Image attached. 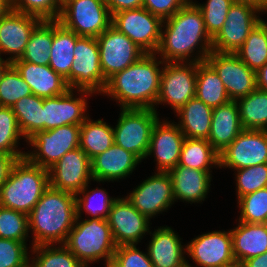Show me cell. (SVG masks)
<instances>
[{"mask_svg":"<svg viewBox=\"0 0 267 267\" xmlns=\"http://www.w3.org/2000/svg\"><path fill=\"white\" fill-rule=\"evenodd\" d=\"M211 52L212 38L193 0L163 21L161 41L155 54L164 62L198 63L205 61Z\"/></svg>","mask_w":267,"mask_h":267,"instance_id":"cell-1","label":"cell"},{"mask_svg":"<svg viewBox=\"0 0 267 267\" xmlns=\"http://www.w3.org/2000/svg\"><path fill=\"white\" fill-rule=\"evenodd\" d=\"M163 66L164 61L155 53H146L134 64L111 76L101 95L116 101L119 109H154Z\"/></svg>","mask_w":267,"mask_h":267,"instance_id":"cell-2","label":"cell"},{"mask_svg":"<svg viewBox=\"0 0 267 267\" xmlns=\"http://www.w3.org/2000/svg\"><path fill=\"white\" fill-rule=\"evenodd\" d=\"M76 217L75 194L49 186L28 214L31 246L65 244Z\"/></svg>","mask_w":267,"mask_h":267,"instance_id":"cell-3","label":"cell"},{"mask_svg":"<svg viewBox=\"0 0 267 267\" xmlns=\"http://www.w3.org/2000/svg\"><path fill=\"white\" fill-rule=\"evenodd\" d=\"M48 187V169L17 159L0 187V205L28 215Z\"/></svg>","mask_w":267,"mask_h":267,"instance_id":"cell-4","label":"cell"},{"mask_svg":"<svg viewBox=\"0 0 267 267\" xmlns=\"http://www.w3.org/2000/svg\"><path fill=\"white\" fill-rule=\"evenodd\" d=\"M64 245L84 266L112 259L117 248L107 219L78 217Z\"/></svg>","mask_w":267,"mask_h":267,"instance_id":"cell-5","label":"cell"},{"mask_svg":"<svg viewBox=\"0 0 267 267\" xmlns=\"http://www.w3.org/2000/svg\"><path fill=\"white\" fill-rule=\"evenodd\" d=\"M154 109L121 108L114 130V143L146 160L151 132L159 118Z\"/></svg>","mask_w":267,"mask_h":267,"instance_id":"cell-6","label":"cell"},{"mask_svg":"<svg viewBox=\"0 0 267 267\" xmlns=\"http://www.w3.org/2000/svg\"><path fill=\"white\" fill-rule=\"evenodd\" d=\"M57 21L80 37L97 38L111 26L112 16L104 0H69Z\"/></svg>","mask_w":267,"mask_h":267,"instance_id":"cell-7","label":"cell"},{"mask_svg":"<svg viewBox=\"0 0 267 267\" xmlns=\"http://www.w3.org/2000/svg\"><path fill=\"white\" fill-rule=\"evenodd\" d=\"M80 125H65L38 131L27 140L25 157L42 168H51L65 153L79 147Z\"/></svg>","mask_w":267,"mask_h":267,"instance_id":"cell-8","label":"cell"},{"mask_svg":"<svg viewBox=\"0 0 267 267\" xmlns=\"http://www.w3.org/2000/svg\"><path fill=\"white\" fill-rule=\"evenodd\" d=\"M197 63L164 62L159 95L154 107L169 105L174 113L196 95Z\"/></svg>","mask_w":267,"mask_h":267,"instance_id":"cell-9","label":"cell"},{"mask_svg":"<svg viewBox=\"0 0 267 267\" xmlns=\"http://www.w3.org/2000/svg\"><path fill=\"white\" fill-rule=\"evenodd\" d=\"M69 88L98 95L103 93L105 77L100 66V53L96 38L80 37L76 41Z\"/></svg>","mask_w":267,"mask_h":267,"instance_id":"cell-10","label":"cell"},{"mask_svg":"<svg viewBox=\"0 0 267 267\" xmlns=\"http://www.w3.org/2000/svg\"><path fill=\"white\" fill-rule=\"evenodd\" d=\"M162 23L159 17L140 7L114 13L111 25L146 53H156L161 41Z\"/></svg>","mask_w":267,"mask_h":267,"instance_id":"cell-11","label":"cell"},{"mask_svg":"<svg viewBox=\"0 0 267 267\" xmlns=\"http://www.w3.org/2000/svg\"><path fill=\"white\" fill-rule=\"evenodd\" d=\"M260 13L263 12L251 4L234 2L221 30L212 39V51L236 53L250 31L262 20Z\"/></svg>","mask_w":267,"mask_h":267,"instance_id":"cell-12","label":"cell"},{"mask_svg":"<svg viewBox=\"0 0 267 267\" xmlns=\"http://www.w3.org/2000/svg\"><path fill=\"white\" fill-rule=\"evenodd\" d=\"M100 66L107 80L140 60L146 52L112 25L97 38Z\"/></svg>","mask_w":267,"mask_h":267,"instance_id":"cell-13","label":"cell"},{"mask_svg":"<svg viewBox=\"0 0 267 267\" xmlns=\"http://www.w3.org/2000/svg\"><path fill=\"white\" fill-rule=\"evenodd\" d=\"M127 200L143 215L150 220L167 212L175 203L173 184L168 172H154L152 176L133 188V191L125 196Z\"/></svg>","mask_w":267,"mask_h":267,"instance_id":"cell-14","label":"cell"},{"mask_svg":"<svg viewBox=\"0 0 267 267\" xmlns=\"http://www.w3.org/2000/svg\"><path fill=\"white\" fill-rule=\"evenodd\" d=\"M267 163V130L244 129L219 153V168L239 170Z\"/></svg>","mask_w":267,"mask_h":267,"instance_id":"cell-15","label":"cell"},{"mask_svg":"<svg viewBox=\"0 0 267 267\" xmlns=\"http://www.w3.org/2000/svg\"><path fill=\"white\" fill-rule=\"evenodd\" d=\"M76 93H78V96ZM88 95L90 97L94 96L93 93L88 91L69 89L61 95L44 98V130L65 125H81L89 117L87 111V107H89Z\"/></svg>","mask_w":267,"mask_h":267,"instance_id":"cell-16","label":"cell"},{"mask_svg":"<svg viewBox=\"0 0 267 267\" xmlns=\"http://www.w3.org/2000/svg\"><path fill=\"white\" fill-rule=\"evenodd\" d=\"M186 255L196 267H226L234 263L230 229L196 236L186 243Z\"/></svg>","mask_w":267,"mask_h":267,"instance_id":"cell-17","label":"cell"},{"mask_svg":"<svg viewBox=\"0 0 267 267\" xmlns=\"http://www.w3.org/2000/svg\"><path fill=\"white\" fill-rule=\"evenodd\" d=\"M206 61L222 80L230 100L237 101L257 88L256 71L248 68L235 53L212 51Z\"/></svg>","mask_w":267,"mask_h":267,"instance_id":"cell-18","label":"cell"},{"mask_svg":"<svg viewBox=\"0 0 267 267\" xmlns=\"http://www.w3.org/2000/svg\"><path fill=\"white\" fill-rule=\"evenodd\" d=\"M48 173L49 186L75 195L94 181L91 160L80 147L65 153Z\"/></svg>","mask_w":267,"mask_h":267,"instance_id":"cell-19","label":"cell"},{"mask_svg":"<svg viewBox=\"0 0 267 267\" xmlns=\"http://www.w3.org/2000/svg\"><path fill=\"white\" fill-rule=\"evenodd\" d=\"M107 220L117 247L140 243L150 233L152 224L126 197L119 196L112 203Z\"/></svg>","mask_w":267,"mask_h":267,"instance_id":"cell-20","label":"cell"},{"mask_svg":"<svg viewBox=\"0 0 267 267\" xmlns=\"http://www.w3.org/2000/svg\"><path fill=\"white\" fill-rule=\"evenodd\" d=\"M168 118L157 120L150 139V146L146 156H152L156 162V172H169L179 164L182 145L185 136L174 120Z\"/></svg>","mask_w":267,"mask_h":267,"instance_id":"cell-21","label":"cell"},{"mask_svg":"<svg viewBox=\"0 0 267 267\" xmlns=\"http://www.w3.org/2000/svg\"><path fill=\"white\" fill-rule=\"evenodd\" d=\"M42 20L36 16L10 10L0 17V55H9L11 63L23 55L29 37Z\"/></svg>","mask_w":267,"mask_h":267,"instance_id":"cell-22","label":"cell"},{"mask_svg":"<svg viewBox=\"0 0 267 267\" xmlns=\"http://www.w3.org/2000/svg\"><path fill=\"white\" fill-rule=\"evenodd\" d=\"M169 226H160L150 230V241L147 248L154 267H185L187 265L186 244ZM183 244V245H182Z\"/></svg>","mask_w":267,"mask_h":267,"instance_id":"cell-23","label":"cell"},{"mask_svg":"<svg viewBox=\"0 0 267 267\" xmlns=\"http://www.w3.org/2000/svg\"><path fill=\"white\" fill-rule=\"evenodd\" d=\"M141 162L135 154L114 143L91 160L93 182H118L126 179Z\"/></svg>","mask_w":267,"mask_h":267,"instance_id":"cell-24","label":"cell"},{"mask_svg":"<svg viewBox=\"0 0 267 267\" xmlns=\"http://www.w3.org/2000/svg\"><path fill=\"white\" fill-rule=\"evenodd\" d=\"M172 179L175 202L203 203L210 192L212 171L197 170L177 165L168 172Z\"/></svg>","mask_w":267,"mask_h":267,"instance_id":"cell-25","label":"cell"},{"mask_svg":"<svg viewBox=\"0 0 267 267\" xmlns=\"http://www.w3.org/2000/svg\"><path fill=\"white\" fill-rule=\"evenodd\" d=\"M11 64L38 97H54L70 89L66 80L49 65H36L26 61H13Z\"/></svg>","mask_w":267,"mask_h":267,"instance_id":"cell-26","label":"cell"},{"mask_svg":"<svg viewBox=\"0 0 267 267\" xmlns=\"http://www.w3.org/2000/svg\"><path fill=\"white\" fill-rule=\"evenodd\" d=\"M244 130L236 101L213 109L208 142L220 153Z\"/></svg>","mask_w":267,"mask_h":267,"instance_id":"cell-27","label":"cell"},{"mask_svg":"<svg viewBox=\"0 0 267 267\" xmlns=\"http://www.w3.org/2000/svg\"><path fill=\"white\" fill-rule=\"evenodd\" d=\"M230 231L235 261L244 263L250 258L267 252V223L238 221Z\"/></svg>","mask_w":267,"mask_h":267,"instance_id":"cell-28","label":"cell"},{"mask_svg":"<svg viewBox=\"0 0 267 267\" xmlns=\"http://www.w3.org/2000/svg\"><path fill=\"white\" fill-rule=\"evenodd\" d=\"M175 122L186 138L208 140L213 109L197 97L180 107L176 112Z\"/></svg>","mask_w":267,"mask_h":267,"instance_id":"cell-29","label":"cell"},{"mask_svg":"<svg viewBox=\"0 0 267 267\" xmlns=\"http://www.w3.org/2000/svg\"><path fill=\"white\" fill-rule=\"evenodd\" d=\"M80 36L53 20V43L50 49L49 66L61 75L70 87V70L74 62L76 41Z\"/></svg>","mask_w":267,"mask_h":267,"instance_id":"cell-30","label":"cell"},{"mask_svg":"<svg viewBox=\"0 0 267 267\" xmlns=\"http://www.w3.org/2000/svg\"><path fill=\"white\" fill-rule=\"evenodd\" d=\"M195 97L212 109L230 101L222 80L206 60L197 63Z\"/></svg>","mask_w":267,"mask_h":267,"instance_id":"cell-31","label":"cell"},{"mask_svg":"<svg viewBox=\"0 0 267 267\" xmlns=\"http://www.w3.org/2000/svg\"><path fill=\"white\" fill-rule=\"evenodd\" d=\"M114 144V130L103 118L94 121L90 116L80 125L79 147L92 160Z\"/></svg>","mask_w":267,"mask_h":267,"instance_id":"cell-32","label":"cell"},{"mask_svg":"<svg viewBox=\"0 0 267 267\" xmlns=\"http://www.w3.org/2000/svg\"><path fill=\"white\" fill-rule=\"evenodd\" d=\"M179 165L203 171L219 168V153L206 139H184Z\"/></svg>","mask_w":267,"mask_h":267,"instance_id":"cell-33","label":"cell"},{"mask_svg":"<svg viewBox=\"0 0 267 267\" xmlns=\"http://www.w3.org/2000/svg\"><path fill=\"white\" fill-rule=\"evenodd\" d=\"M250 69L257 71L267 63V22L262 19L235 53Z\"/></svg>","mask_w":267,"mask_h":267,"instance_id":"cell-34","label":"cell"},{"mask_svg":"<svg viewBox=\"0 0 267 267\" xmlns=\"http://www.w3.org/2000/svg\"><path fill=\"white\" fill-rule=\"evenodd\" d=\"M43 101L44 98L32 94L21 98L11 107L26 140L36 132L44 131Z\"/></svg>","mask_w":267,"mask_h":267,"instance_id":"cell-35","label":"cell"},{"mask_svg":"<svg viewBox=\"0 0 267 267\" xmlns=\"http://www.w3.org/2000/svg\"><path fill=\"white\" fill-rule=\"evenodd\" d=\"M53 43V20H42L31 32L28 44L20 59L36 65H49Z\"/></svg>","mask_w":267,"mask_h":267,"instance_id":"cell-36","label":"cell"},{"mask_svg":"<svg viewBox=\"0 0 267 267\" xmlns=\"http://www.w3.org/2000/svg\"><path fill=\"white\" fill-rule=\"evenodd\" d=\"M236 102L244 129L267 130V92L256 88Z\"/></svg>","mask_w":267,"mask_h":267,"instance_id":"cell-37","label":"cell"},{"mask_svg":"<svg viewBox=\"0 0 267 267\" xmlns=\"http://www.w3.org/2000/svg\"><path fill=\"white\" fill-rule=\"evenodd\" d=\"M89 186L87 184L75 195L77 217L81 218L85 212L88 215L86 218L108 219L112 203L118 197H111L104 188L89 190Z\"/></svg>","mask_w":267,"mask_h":267,"instance_id":"cell-38","label":"cell"},{"mask_svg":"<svg viewBox=\"0 0 267 267\" xmlns=\"http://www.w3.org/2000/svg\"><path fill=\"white\" fill-rule=\"evenodd\" d=\"M30 252L32 267L84 266L64 244L32 246Z\"/></svg>","mask_w":267,"mask_h":267,"instance_id":"cell-39","label":"cell"},{"mask_svg":"<svg viewBox=\"0 0 267 267\" xmlns=\"http://www.w3.org/2000/svg\"><path fill=\"white\" fill-rule=\"evenodd\" d=\"M22 139L27 143L12 108L0 106V152L17 159L24 158L26 152L18 148Z\"/></svg>","mask_w":267,"mask_h":267,"instance_id":"cell-40","label":"cell"},{"mask_svg":"<svg viewBox=\"0 0 267 267\" xmlns=\"http://www.w3.org/2000/svg\"><path fill=\"white\" fill-rule=\"evenodd\" d=\"M240 216L236 221L267 223V187L237 199Z\"/></svg>","mask_w":267,"mask_h":267,"instance_id":"cell-41","label":"cell"},{"mask_svg":"<svg viewBox=\"0 0 267 267\" xmlns=\"http://www.w3.org/2000/svg\"><path fill=\"white\" fill-rule=\"evenodd\" d=\"M29 233L27 214L0 205V238L27 243Z\"/></svg>","mask_w":267,"mask_h":267,"instance_id":"cell-42","label":"cell"},{"mask_svg":"<svg viewBox=\"0 0 267 267\" xmlns=\"http://www.w3.org/2000/svg\"><path fill=\"white\" fill-rule=\"evenodd\" d=\"M32 94L30 86L11 64L0 80V106L12 107L21 98Z\"/></svg>","mask_w":267,"mask_h":267,"instance_id":"cell-43","label":"cell"},{"mask_svg":"<svg viewBox=\"0 0 267 267\" xmlns=\"http://www.w3.org/2000/svg\"><path fill=\"white\" fill-rule=\"evenodd\" d=\"M233 171H235L237 199L267 187V163Z\"/></svg>","mask_w":267,"mask_h":267,"instance_id":"cell-44","label":"cell"},{"mask_svg":"<svg viewBox=\"0 0 267 267\" xmlns=\"http://www.w3.org/2000/svg\"><path fill=\"white\" fill-rule=\"evenodd\" d=\"M202 13L208 35L213 39L221 30L234 0H207L206 3L193 1Z\"/></svg>","mask_w":267,"mask_h":267,"instance_id":"cell-45","label":"cell"},{"mask_svg":"<svg viewBox=\"0 0 267 267\" xmlns=\"http://www.w3.org/2000/svg\"><path fill=\"white\" fill-rule=\"evenodd\" d=\"M11 9L41 20H58L61 6L56 0H10Z\"/></svg>","mask_w":267,"mask_h":267,"instance_id":"cell-46","label":"cell"},{"mask_svg":"<svg viewBox=\"0 0 267 267\" xmlns=\"http://www.w3.org/2000/svg\"><path fill=\"white\" fill-rule=\"evenodd\" d=\"M27 243L0 238V267H21L30 261ZM29 250V251H28Z\"/></svg>","mask_w":267,"mask_h":267,"instance_id":"cell-47","label":"cell"},{"mask_svg":"<svg viewBox=\"0 0 267 267\" xmlns=\"http://www.w3.org/2000/svg\"><path fill=\"white\" fill-rule=\"evenodd\" d=\"M113 258L121 267H154L148 252L140 251L137 244L118 246Z\"/></svg>","mask_w":267,"mask_h":267,"instance_id":"cell-48","label":"cell"},{"mask_svg":"<svg viewBox=\"0 0 267 267\" xmlns=\"http://www.w3.org/2000/svg\"><path fill=\"white\" fill-rule=\"evenodd\" d=\"M189 0H143L142 7L162 21L173 16Z\"/></svg>","mask_w":267,"mask_h":267,"instance_id":"cell-49","label":"cell"},{"mask_svg":"<svg viewBox=\"0 0 267 267\" xmlns=\"http://www.w3.org/2000/svg\"><path fill=\"white\" fill-rule=\"evenodd\" d=\"M111 16L122 10L136 9L143 5V0H104Z\"/></svg>","mask_w":267,"mask_h":267,"instance_id":"cell-50","label":"cell"},{"mask_svg":"<svg viewBox=\"0 0 267 267\" xmlns=\"http://www.w3.org/2000/svg\"><path fill=\"white\" fill-rule=\"evenodd\" d=\"M17 158L0 152V187L8 178Z\"/></svg>","mask_w":267,"mask_h":267,"instance_id":"cell-51","label":"cell"},{"mask_svg":"<svg viewBox=\"0 0 267 267\" xmlns=\"http://www.w3.org/2000/svg\"><path fill=\"white\" fill-rule=\"evenodd\" d=\"M256 86L267 92V63L256 71Z\"/></svg>","mask_w":267,"mask_h":267,"instance_id":"cell-52","label":"cell"},{"mask_svg":"<svg viewBox=\"0 0 267 267\" xmlns=\"http://www.w3.org/2000/svg\"><path fill=\"white\" fill-rule=\"evenodd\" d=\"M247 267H267V252L244 262Z\"/></svg>","mask_w":267,"mask_h":267,"instance_id":"cell-53","label":"cell"},{"mask_svg":"<svg viewBox=\"0 0 267 267\" xmlns=\"http://www.w3.org/2000/svg\"><path fill=\"white\" fill-rule=\"evenodd\" d=\"M234 1L251 4L257 7L264 14L267 12V0H234Z\"/></svg>","mask_w":267,"mask_h":267,"instance_id":"cell-54","label":"cell"},{"mask_svg":"<svg viewBox=\"0 0 267 267\" xmlns=\"http://www.w3.org/2000/svg\"><path fill=\"white\" fill-rule=\"evenodd\" d=\"M11 10L10 0H0V17L4 16Z\"/></svg>","mask_w":267,"mask_h":267,"instance_id":"cell-55","label":"cell"},{"mask_svg":"<svg viewBox=\"0 0 267 267\" xmlns=\"http://www.w3.org/2000/svg\"><path fill=\"white\" fill-rule=\"evenodd\" d=\"M3 56L0 55V80L4 74V72L7 70V68L11 65V62L8 61V59L2 58Z\"/></svg>","mask_w":267,"mask_h":267,"instance_id":"cell-56","label":"cell"},{"mask_svg":"<svg viewBox=\"0 0 267 267\" xmlns=\"http://www.w3.org/2000/svg\"><path fill=\"white\" fill-rule=\"evenodd\" d=\"M105 267H121L120 264L114 259H109L103 264Z\"/></svg>","mask_w":267,"mask_h":267,"instance_id":"cell-57","label":"cell"},{"mask_svg":"<svg viewBox=\"0 0 267 267\" xmlns=\"http://www.w3.org/2000/svg\"><path fill=\"white\" fill-rule=\"evenodd\" d=\"M226 267H247V266L243 262L235 261L234 263H232Z\"/></svg>","mask_w":267,"mask_h":267,"instance_id":"cell-58","label":"cell"},{"mask_svg":"<svg viewBox=\"0 0 267 267\" xmlns=\"http://www.w3.org/2000/svg\"><path fill=\"white\" fill-rule=\"evenodd\" d=\"M57 3L62 7L66 2H68L69 0H56Z\"/></svg>","mask_w":267,"mask_h":267,"instance_id":"cell-59","label":"cell"},{"mask_svg":"<svg viewBox=\"0 0 267 267\" xmlns=\"http://www.w3.org/2000/svg\"><path fill=\"white\" fill-rule=\"evenodd\" d=\"M21 267H32V263L31 261H29L25 266H21Z\"/></svg>","mask_w":267,"mask_h":267,"instance_id":"cell-60","label":"cell"},{"mask_svg":"<svg viewBox=\"0 0 267 267\" xmlns=\"http://www.w3.org/2000/svg\"><path fill=\"white\" fill-rule=\"evenodd\" d=\"M185 267H194V266L191 265V264L189 263V260L187 259V265H186Z\"/></svg>","mask_w":267,"mask_h":267,"instance_id":"cell-61","label":"cell"}]
</instances>
